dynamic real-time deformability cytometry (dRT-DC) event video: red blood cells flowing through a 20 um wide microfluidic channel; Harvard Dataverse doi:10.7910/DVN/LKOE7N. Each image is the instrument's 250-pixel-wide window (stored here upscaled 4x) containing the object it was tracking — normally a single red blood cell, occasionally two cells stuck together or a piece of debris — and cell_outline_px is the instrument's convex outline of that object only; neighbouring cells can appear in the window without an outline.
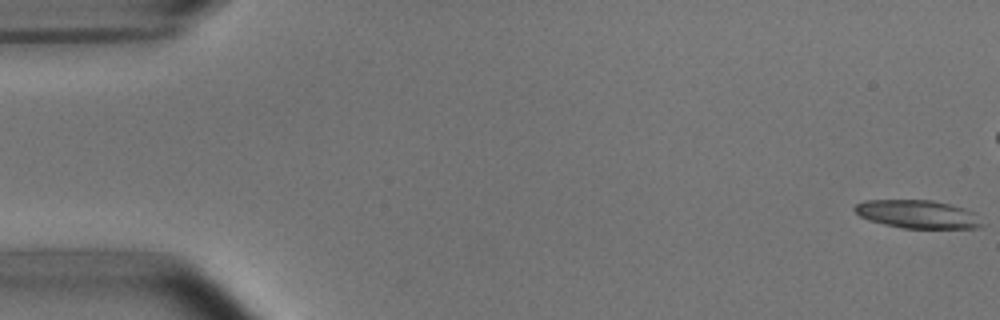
{"species": "common noctule bat (a hibernating species)", "species_latin": "Nyctalus noctula", "temperature_condition": "room temperature", "stored_images_in_passage": 2, "camera_frame_rate_fps": 3000, "um_per_image_px": 0.085, "animal": {"sex": "male", "body_mass_g": 15.6}, "frame": {"image": 1, "passage_image": 1, "time_ms": 0.0, "image_size_px": [1000, 320], "cell_outline_px": [[984, 224], [976, 228], [904, 228], [884, 224], [868, 220], [860, 216], [852, 208], [856, 204], [864, 200], [932, 200], [964, 208], [972, 212]], "centroid_in_image_um": [77.95, 18.2], "position_along_channel_um": 7.0, "area_um2": 20.75}}